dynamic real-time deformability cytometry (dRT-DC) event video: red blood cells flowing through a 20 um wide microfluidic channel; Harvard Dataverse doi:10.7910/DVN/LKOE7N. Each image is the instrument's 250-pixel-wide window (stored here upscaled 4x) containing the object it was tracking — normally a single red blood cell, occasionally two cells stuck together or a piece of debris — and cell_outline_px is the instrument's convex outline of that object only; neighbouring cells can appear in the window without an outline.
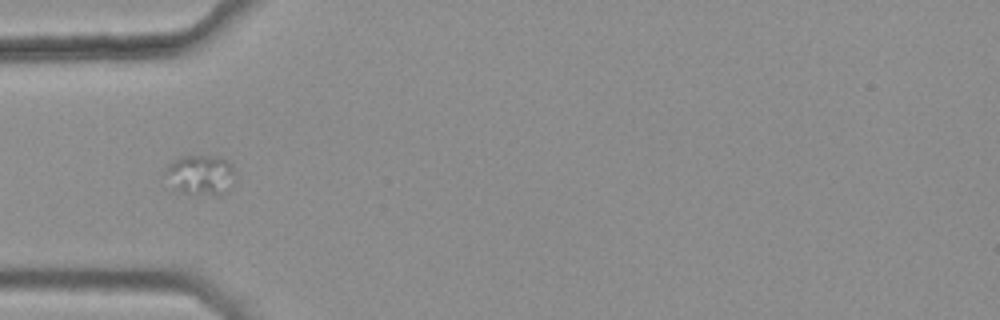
{"species": "common noctule bat (a hibernating species)", "species_latin": "Nyctalus noctula", "temperature_condition": "warm", "stored_images_in_passage": 47, "camera_frame_rate_fps": 3000, "um_per_image_px": 0.085, "animal": {"sex": "female", "body_mass_g": 25.1}, "frame": {"image": 1, "passage_image": 18, "time_ms": 5.667, "image_size_px": [1000, 320], "cell_outline_px": [[232, 188], [216, 196], [192, 196], [180, 192], [168, 172], [168, 168], [172, 160], [180, 156], [208, 156], [224, 160], [232, 168]], "centroid_in_image_um": [17.09, 14.92], "position_along_channel_um": 67.9, "area_um2": 15.61}}